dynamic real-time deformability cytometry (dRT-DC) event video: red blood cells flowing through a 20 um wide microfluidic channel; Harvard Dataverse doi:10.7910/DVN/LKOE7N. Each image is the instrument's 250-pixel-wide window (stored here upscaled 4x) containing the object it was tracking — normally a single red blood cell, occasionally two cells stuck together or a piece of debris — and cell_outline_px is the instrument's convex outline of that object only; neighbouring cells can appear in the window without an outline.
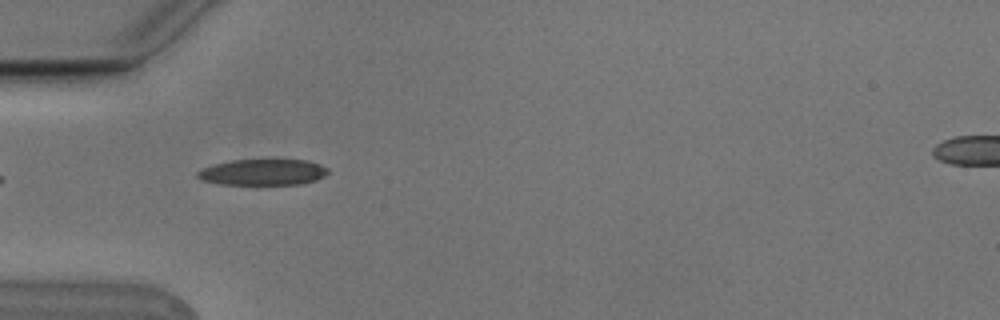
{"species": "Egyptian fruit bat (a non-hibernating species)", "species_latin": "Rousettus aegyptiacus", "temperature_condition": "cold", "stored_images_in_passage": 2, "camera_frame_rate_fps": 3000, "um_per_image_px": 0.085, "animal": {"sex": "male"}, "frame": {"image": 1, "passage_image": 2, "time_ms": 0.333, "image_size_px": [1000, 320], "cell_outline_px": [[328, 172], [324, 176], [316, 180], [300, 184], [220, 184], [200, 180], [196, 176], [196, 172], [212, 164], [232, 160], [308, 160], [320, 164], [328, 168]], "centroid_in_image_um": [22.33, 14.63], "position_along_channel_um": 62.7, "area_um2": 19.83}}